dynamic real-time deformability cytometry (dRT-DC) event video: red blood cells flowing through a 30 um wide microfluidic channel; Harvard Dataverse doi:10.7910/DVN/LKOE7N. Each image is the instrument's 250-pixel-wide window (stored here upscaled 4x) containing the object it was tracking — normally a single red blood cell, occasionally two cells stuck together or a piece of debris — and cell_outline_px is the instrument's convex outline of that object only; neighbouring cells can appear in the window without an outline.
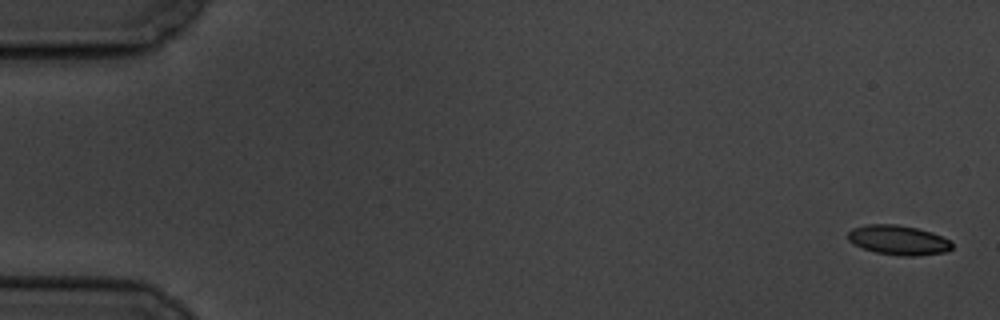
{"species": "common noctule bat (a hibernating species)", "species_latin": "Nyctalus noctula", "temperature_condition": "cold", "stored_images_in_passage": 6, "segment_of_instrument_passage": [1, 2], "camera_frame_rate_fps": 3000, "um_per_image_px": 0.085, "animal": {"sex": "male", "body_mass_g": 19.5, "forearm_length_mm": 54.6}, "frame": {"image": 1, "passage_image": 1, "time_ms": 0.0, "image_size_px": [1000, 320], "cell_outline_px": [[952, 248], [944, 252], [916, 256], [900, 256], [876, 252], [864, 248], [848, 240], [848, 232], [852, 228], [868, 224], [896, 224], [916, 228], [932, 232], [952, 240]], "centroid_in_image_um": [76.39, 20.4], "position_along_channel_um": 8.6, "area_um2": 17.92}}
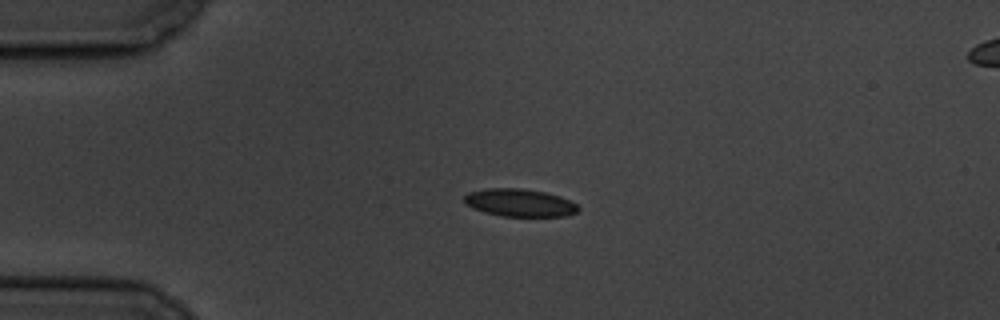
{"frame": {"image": 2, "passage_image": 4, "time_ms": 4.333, "image_size_px": [1000, 320], "cell_outline_px": [[580, 208], [576, 212], [568, 216], [500, 216], [484, 212], [472, 208], [464, 204], [464, 196], [468, 192], [488, 188], [520, 188], [544, 192], [560, 196], [576, 204]], "centroid_in_image_um": [44.14, 17.23], "position_along_channel_um": 40.9, "area_um2": 18.44}}